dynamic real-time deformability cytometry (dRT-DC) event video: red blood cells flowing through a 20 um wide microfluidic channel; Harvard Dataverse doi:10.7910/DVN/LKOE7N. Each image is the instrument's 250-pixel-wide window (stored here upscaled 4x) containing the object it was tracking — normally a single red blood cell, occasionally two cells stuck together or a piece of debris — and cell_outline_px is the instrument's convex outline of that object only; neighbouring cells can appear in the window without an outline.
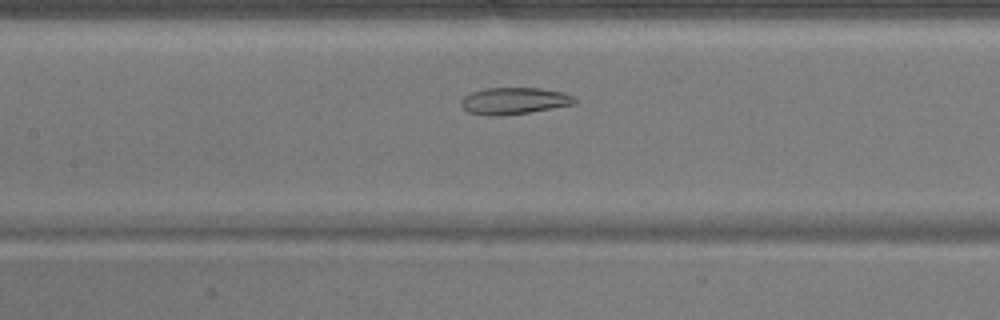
{"species": "common noctule bat (a hibernating species)", "species_latin": "Nyctalus noctula", "temperature_condition": "warm", "stored_images_in_passage": 37, "camera_frame_rate_fps": 3000, "um_per_image_px": 0.085, "animal": {"sex": "male", "body_mass_g": 17.9}, "frame": {"image": 1, "passage_image": 9, "time_ms": 2.667, "image_size_px": [1000, 320], "cell_outline_px": [[576, 104], [528, 112], [500, 116], [488, 116], [468, 112], [460, 104], [460, 100], [464, 96], [472, 92], [484, 88], [540, 88], [560, 92], [572, 96], [576, 100]], "centroid_in_image_um": [43.65, 8.58], "position_along_channel_um": 163.7, "area_um2": 17.63}}
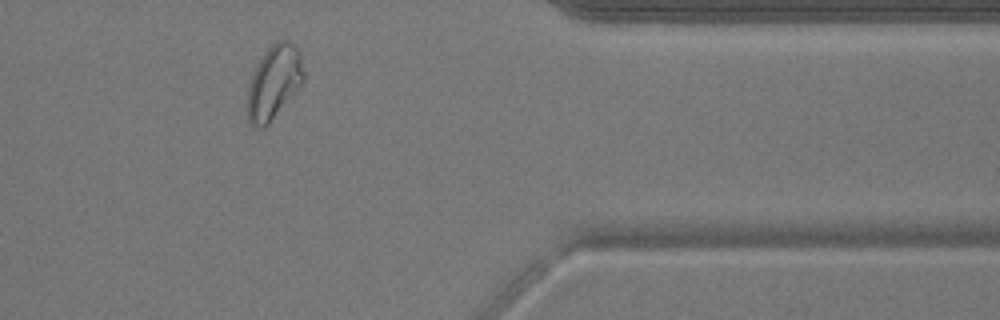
{"frame": {"image": 2, "passage_image": 28, "time_ms": 9.0, "image_size_px": [1000, 320], "cell_outline_px": [[304, 84], [268, 124], [264, 128], [256, 128], [248, 120], [248, 88], [256, 64], [264, 52], [276, 40], [288, 40], [300, 52], [304, 72]], "centroid_in_image_um": [23.31, 6.99], "position_along_channel_um": 388.1, "area_um2": 24.28}}
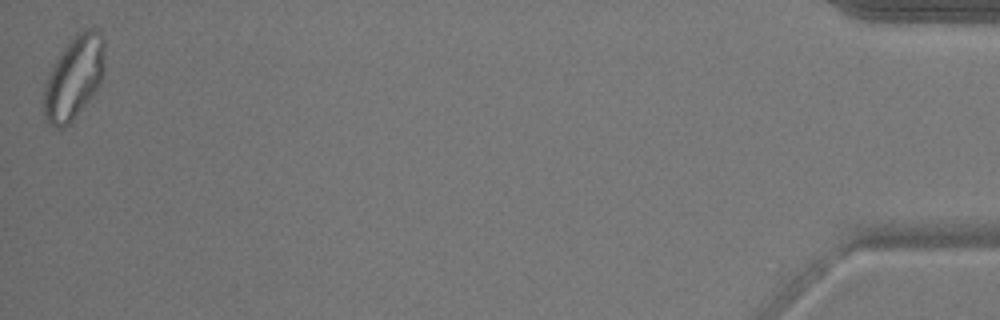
{"frame": {"image": 3, "passage_image": 37, "time_ms": 12.0, "image_size_px": [1000, 320], "cell_outline_px": [[104, 76], [96, 92], [72, 120], [64, 128], [56, 128], [48, 124], [44, 116], [44, 84], [48, 72], [64, 48], [76, 32], [88, 28], [96, 28], [104, 36]], "centroid_in_image_um": [6.3, 6.58], "position_along_channel_um": 428.9, "area_um2": 29.82}, "authors_computed_cell_mechanics": {"area_um2": 18.8428, "velocity_mm_per_s": 3.8546, "shape_relaxation_time_tau1_ms": null, "shape_relaxation_time_tau2_ms": 3.2803, "deformation_change_tau1": null, "deformation_change_tau2": 0.0809}}